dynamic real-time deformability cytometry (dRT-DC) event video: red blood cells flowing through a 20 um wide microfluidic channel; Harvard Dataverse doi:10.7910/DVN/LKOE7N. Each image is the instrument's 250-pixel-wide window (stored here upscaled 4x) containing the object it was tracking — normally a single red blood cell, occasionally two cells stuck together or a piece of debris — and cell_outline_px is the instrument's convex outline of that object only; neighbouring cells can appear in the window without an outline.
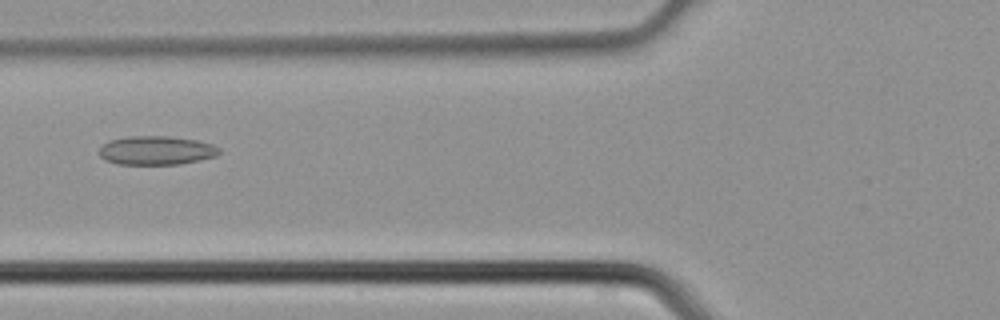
{"species": "common noctule bat (a hibernating species)", "species_latin": "Nyctalus noctula", "temperature_condition": "cold", "stored_images_in_passage": 5, "camera_frame_rate_fps": 3000, "um_per_image_px": 0.085, "animal": {"sex": "male", "body_mass_g": 21.5, "forearm_length_mm": 52.0}, "frame": {"image": 1, "passage_image": 5, "time_ms": 1.333, "image_size_px": [1000, 320], "cell_outline_px": [[220, 152], [216, 156], [200, 160], [180, 164], [116, 164], [104, 160], [100, 156], [100, 148], [108, 140], [128, 136], [168, 136], [196, 140], [212, 144], [220, 148]], "centroid_in_image_um": [13.28, 12.78], "position_along_channel_um": 112.5, "area_um2": 20.23}}